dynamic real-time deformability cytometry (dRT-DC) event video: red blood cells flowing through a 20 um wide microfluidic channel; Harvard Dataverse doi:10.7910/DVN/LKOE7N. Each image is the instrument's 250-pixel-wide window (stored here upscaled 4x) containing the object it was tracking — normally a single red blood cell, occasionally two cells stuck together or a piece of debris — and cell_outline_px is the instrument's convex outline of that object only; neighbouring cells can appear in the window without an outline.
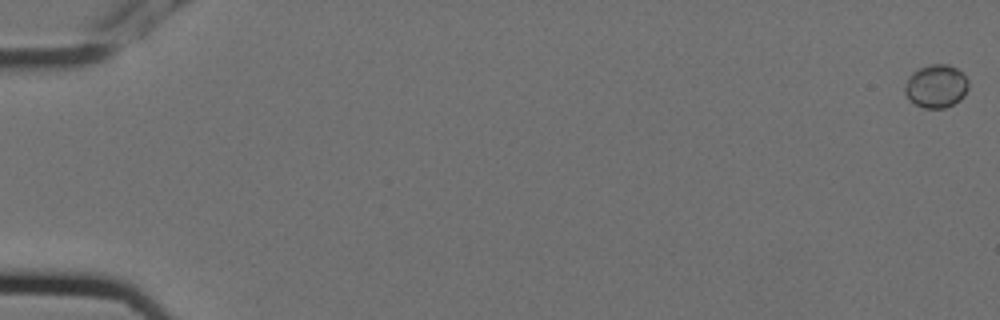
{"species": "Egyptian fruit bat (a non-hibernating species)", "species_latin": "Rousettus aegyptiacus", "temperature_condition": "cold", "stored_images_in_passage": 8, "camera_frame_rate_fps": 3000, "um_per_image_px": 0.085, "animal": {"sex": "female"}, "frame": {"image": 1, "passage_image": 1, "time_ms": 0.0, "image_size_px": [1000, 320], "cell_outline_px": [[968, 88], [964, 96], [960, 100], [944, 108], [924, 108], [916, 104], [904, 92], [904, 84], [908, 76], [912, 72], [928, 64], [948, 64], [956, 68], [968, 80]], "centroid_in_image_um": [79.56, 7.31], "position_along_channel_um": 5.4, "area_um2": 15.95}}
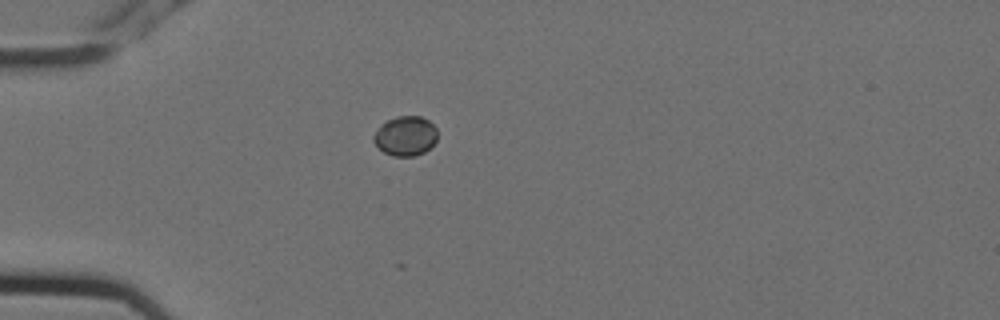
{"frame": {"image": 2, "passage_image": 5, "time_ms": 1.333, "image_size_px": [1000, 320], "cell_outline_px": [[436, 140], [424, 152], [412, 156], [392, 156], [384, 152], [372, 140], [372, 136], [380, 124], [396, 116], [420, 116], [428, 120], [436, 128]], "centroid_in_image_um": [34.43, 11.54], "position_along_channel_um": 50.6, "area_um2": 14.62}}
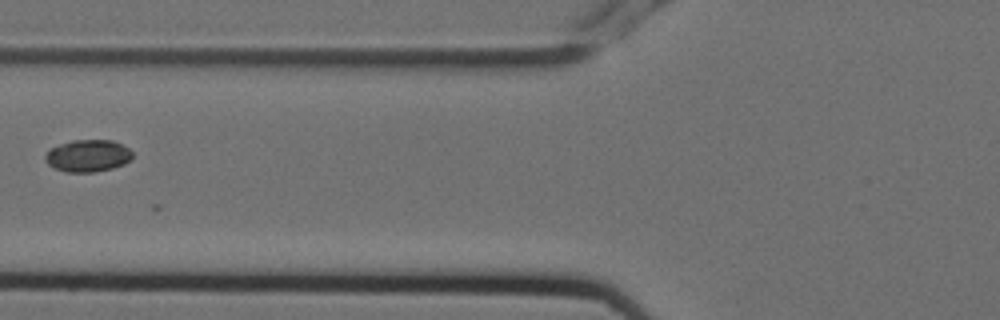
{"frame": {"image": 3, "passage_image": 7, "time_ms": 2.0, "image_size_px": [1000, 320], "cell_outline_px": [[132, 160], [124, 164], [112, 168], [96, 172], [68, 172], [56, 168], [48, 164], [44, 160], [44, 156], [52, 148], [60, 144], [72, 140], [112, 140], [128, 148], [132, 152]], "centroid_in_image_um": [7.49, 13.24], "position_along_channel_um": 118.3, "area_um2": 16.24}}